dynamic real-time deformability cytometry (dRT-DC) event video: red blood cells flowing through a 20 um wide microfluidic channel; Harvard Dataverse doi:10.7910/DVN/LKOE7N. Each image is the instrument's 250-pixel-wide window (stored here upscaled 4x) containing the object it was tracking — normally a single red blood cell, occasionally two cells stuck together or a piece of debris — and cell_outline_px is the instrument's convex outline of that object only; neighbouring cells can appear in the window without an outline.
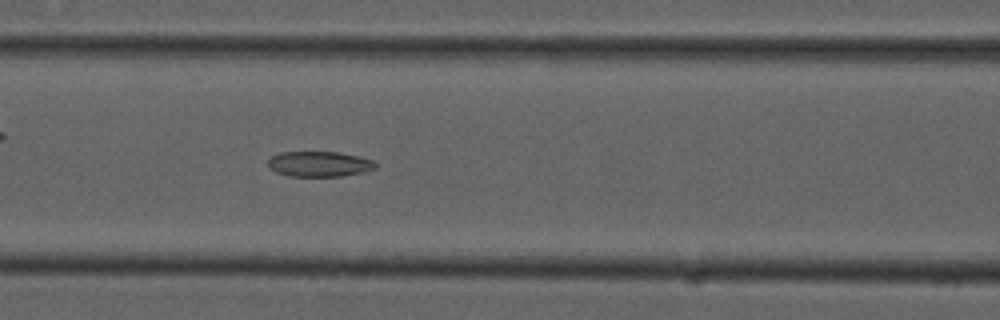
{"species": "common noctule bat (a hibernating species)", "species_latin": "Nyctalus noctula", "temperature_condition": "cold", "stored_images_in_passage": 44, "camera_frame_rate_fps": 3000, "um_per_image_px": 0.085, "animal": {"sex": "male", "forearm_length_mm": 52.5}, "frame": {"image": 1, "passage_image": 22, "time_ms": 7.0, "image_size_px": [1000, 320], "cell_outline_px": [[376, 168], [364, 172], [344, 176], [288, 176], [276, 172], [268, 168], [268, 160], [272, 156], [280, 152], [336, 152], [360, 156], [372, 160], [376, 164]], "centroid_in_image_um": [27.13, 13.94], "position_along_channel_um": 139.5, "area_um2": 15.95}}
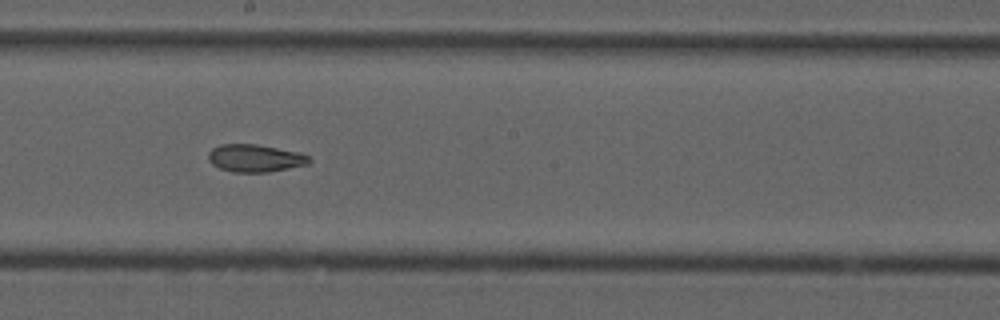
{"frame": {"image": 2, "passage_image": 29, "time_ms": 9.333, "image_size_px": [1000, 320], "cell_outline_px": [[312, 160], [308, 164], [268, 172], [232, 172], [220, 168], [212, 164], [208, 160], [208, 152], [212, 148], [220, 144], [256, 144], [300, 152], [308, 156]], "centroid_in_image_um": [21.67, 13.44], "position_along_channel_um": 226.5, "area_um2": 16.24}}
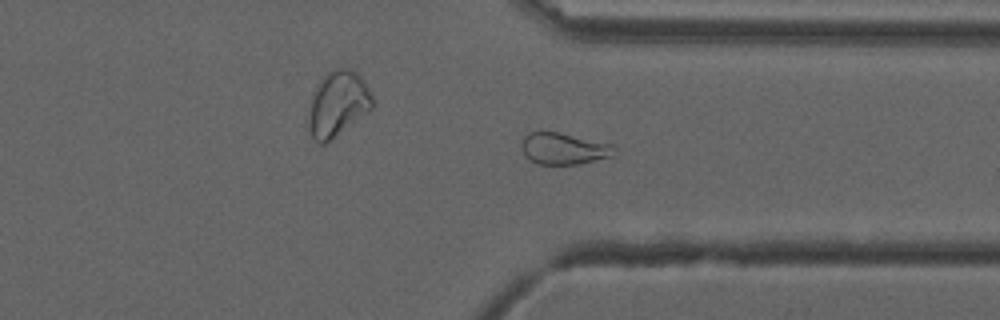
{"frame": {"image": 3, "passage_image": 40, "time_ms": 13.0, "image_size_px": [1000, 320], "cell_outline_px": [[616, 148], [612, 156], [580, 164], [536, 164], [524, 156], [520, 148], [520, 144], [524, 136], [528, 132], [556, 132], [612, 144]], "centroid_in_image_um": [47.86, 12.64], "position_along_channel_um": 363.5, "area_um2": 17.11}}